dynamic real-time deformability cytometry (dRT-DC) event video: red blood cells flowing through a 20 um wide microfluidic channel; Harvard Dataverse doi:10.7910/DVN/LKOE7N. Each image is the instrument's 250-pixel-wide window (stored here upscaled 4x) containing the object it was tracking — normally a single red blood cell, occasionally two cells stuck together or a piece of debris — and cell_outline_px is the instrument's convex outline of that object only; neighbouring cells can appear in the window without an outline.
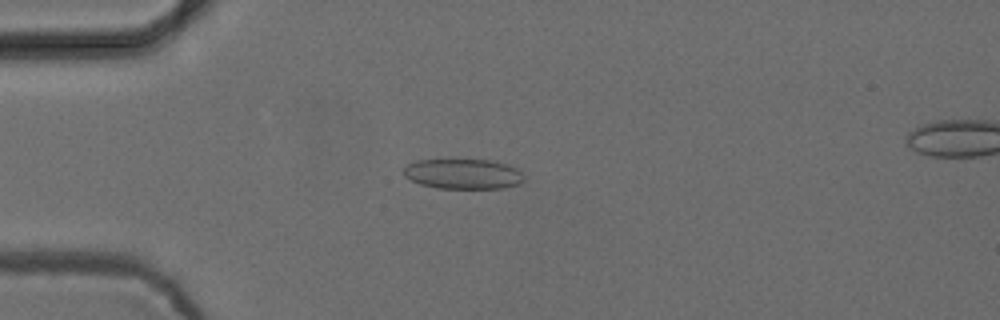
{"species": "common noctule bat (a hibernating species)", "species_latin": "Nyctalus noctula", "temperature_condition": "cold", "stored_images_in_passage": 41, "camera_frame_rate_fps": 3000, "um_per_image_px": 0.085, "animal": {"sex": "female", "body_mass_g": 24.6, "forearm_length_mm": 56.2}, "frame": {"image": 1, "passage_image": 14, "time_ms": 4.333, "image_size_px": [1000, 320], "cell_outline_px": [[524, 184], [504, 188], [436, 188], [420, 184], [404, 176], [404, 168], [408, 164], [416, 160], [492, 160], [516, 168], [524, 176]], "centroid_in_image_um": [39.4, 14.79], "position_along_channel_um": 45.6, "area_um2": 21.15}}
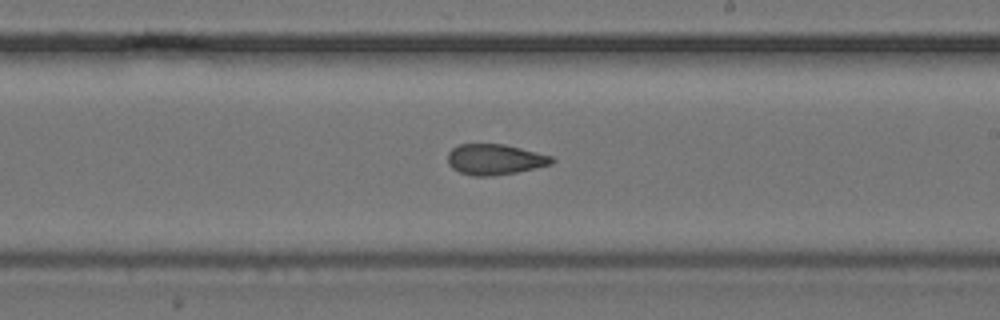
{"frame": {"image": 2, "passage_image": 31, "time_ms": 10.0, "image_size_px": [1000, 320], "cell_outline_px": [[556, 160], [552, 164], [516, 172], [492, 176], [472, 176], [460, 172], [452, 168], [448, 164], [448, 152], [452, 148], [460, 144], [504, 144], [552, 156]], "centroid_in_image_um": [42.05, 13.55], "position_along_channel_um": 247.0, "area_um2": 18.55}}
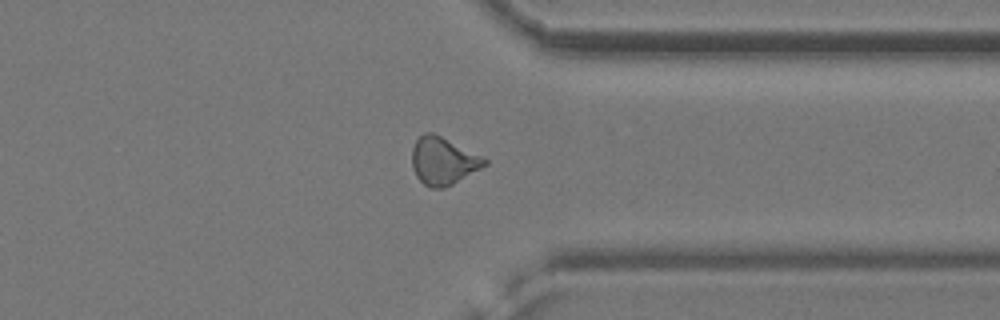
{"frame": {"image": 3, "passage_image": 41, "time_ms": 13.333, "image_size_px": [1000, 320], "cell_outline_px": [[488, 164], [452, 184], [444, 188], [428, 188], [416, 176], [412, 168], [412, 148], [416, 140], [424, 132], [432, 132], [488, 160]], "centroid_in_image_um": [37.62, 13.7], "position_along_channel_um": 373.8, "area_um2": 19.77}, "authors_computed_cell_mechanics": {"area_um2": 19.7676, "velocity_mm_per_s": 3.8785, "shape_relaxation_time_tau1_ms": null, "shape_relaxation_time_tau2_ms": 2.2824, "deformation_change_tau1": null, "deformation_change_tau2": 0.0841}}